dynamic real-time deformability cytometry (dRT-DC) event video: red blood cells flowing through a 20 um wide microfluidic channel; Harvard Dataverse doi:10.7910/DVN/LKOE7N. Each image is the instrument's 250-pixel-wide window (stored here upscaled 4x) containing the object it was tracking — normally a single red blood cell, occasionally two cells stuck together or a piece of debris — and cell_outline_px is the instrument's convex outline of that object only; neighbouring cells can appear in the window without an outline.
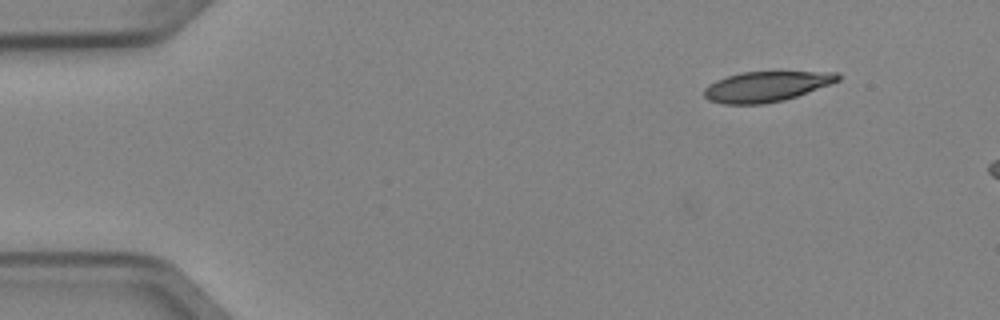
{"species": "Egyptian fruit bat (a non-hibernating species)", "species_latin": "Rousettus aegyptiacus", "temperature_condition": "cold", "stored_images_in_passage": 4, "camera_frame_rate_fps": 3000, "um_per_image_px": 0.085, "animal": {"sex": "female"}, "frame": {"image": 1, "passage_image": 2, "time_ms": 0.333, "image_size_px": [1000, 320], "cell_outline_px": [[840, 80], [796, 96], [784, 100], [764, 104], [724, 104], [708, 100], [704, 96], [704, 88], [708, 84], [716, 80], [728, 76], [744, 72], [840, 72]], "centroid_in_image_um": [65.1, 7.36], "position_along_channel_um": 19.9, "area_um2": 23.41}}